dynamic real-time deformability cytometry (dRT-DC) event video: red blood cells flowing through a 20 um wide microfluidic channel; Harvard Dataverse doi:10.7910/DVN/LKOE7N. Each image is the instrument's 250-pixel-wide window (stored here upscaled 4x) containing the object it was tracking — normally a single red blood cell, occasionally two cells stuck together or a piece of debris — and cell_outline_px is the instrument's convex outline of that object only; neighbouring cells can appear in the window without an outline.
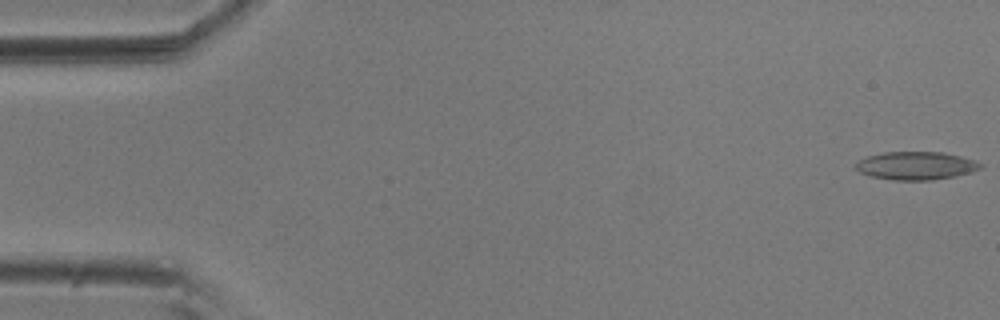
{"species": "common noctule bat (a hibernating species)", "species_latin": "Nyctalus noctula", "temperature_condition": "room temperature", "stored_images_in_passage": 13, "camera_frame_rate_fps": 3000, "um_per_image_px": 0.085, "animal": {"sex": "male", "body_mass_g": 20.5, "forearm_length_mm": 52.5}, "frame": {"image": 1, "passage_image": 1, "time_ms": 0.0, "image_size_px": [1000, 320], "cell_outline_px": [[984, 164], [980, 168], [972, 172], [956, 176], [932, 180], [892, 180], [868, 176], [860, 172], [856, 168], [856, 164], [860, 160], [868, 156], [884, 152], [944, 152], [976, 160]], "centroid_in_image_um": [77.89, 14.09], "position_along_channel_um": 7.1, "area_um2": 20.52}}